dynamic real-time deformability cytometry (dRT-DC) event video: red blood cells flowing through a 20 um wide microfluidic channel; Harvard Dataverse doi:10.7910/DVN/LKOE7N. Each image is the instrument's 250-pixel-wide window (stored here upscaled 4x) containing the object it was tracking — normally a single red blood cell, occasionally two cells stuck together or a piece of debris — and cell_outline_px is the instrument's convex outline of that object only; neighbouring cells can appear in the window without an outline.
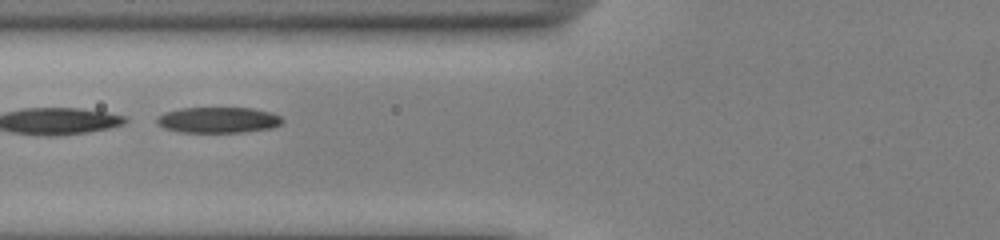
{"species": "common noctule bat (a hibernating species)", "species_latin": "Nyctalus noctula", "temperature_condition": "cold", "stored_images_in_passage": 18, "segment_of_instrument_passage": [2, 2], "camera_frame_rate_fps": 3000, "um_per_image_px": 0.085, "animal": {"sex": "male", "body_mass_g": 13.0, "forearm_length_mm": 53.1}, "frame": {"image": 1, "passage_image": 11, "time_ms": 3.333, "image_size_px": [1000, 240], "cell_outline_px": [[284, 120], [280, 124], [272, 128], [244, 132], [180, 132], [164, 128], [156, 124], [156, 116], [164, 112], [180, 108], [252, 108], [272, 112], [280, 116]], "centroid_in_image_um": [18.52, 10.19], "position_along_channel_um": 107.3, "area_um2": 19.07}}